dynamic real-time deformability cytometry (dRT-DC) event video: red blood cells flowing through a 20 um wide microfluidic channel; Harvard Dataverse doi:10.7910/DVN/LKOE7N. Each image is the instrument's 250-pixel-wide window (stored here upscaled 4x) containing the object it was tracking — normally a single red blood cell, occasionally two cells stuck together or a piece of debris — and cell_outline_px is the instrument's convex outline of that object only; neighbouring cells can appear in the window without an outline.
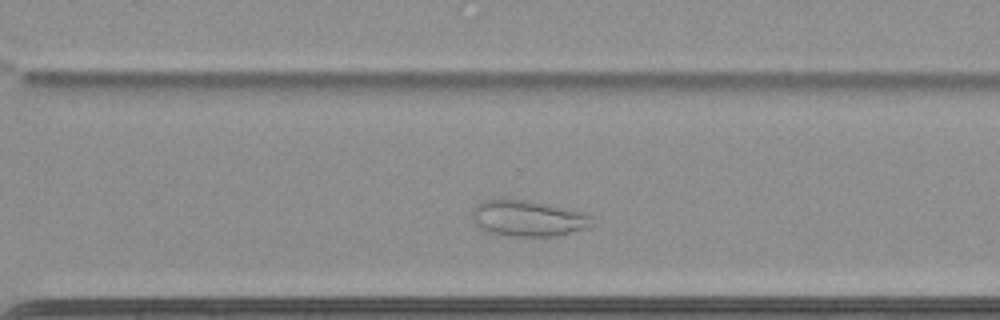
{"species": "common noctule bat (a hibernating species)", "species_latin": "Nyctalus noctula", "temperature_condition": "cold", "stored_images_in_passage": 42, "camera_frame_rate_fps": 3000, "um_per_image_px": 0.085, "animal": {"sex": "female", "body_mass_g": 22.7, "forearm_length_mm": 54.2}, "frame": {"image": 1, "passage_image": 30, "time_ms": 9.667, "image_size_px": [1000, 320], "cell_outline_px": [[600, 224], [592, 228], [556, 236], [508, 236], [488, 232], [480, 228], [472, 216], [472, 208], [476, 204], [484, 200], [528, 200], [556, 204], [584, 212], [592, 216]], "centroid_in_image_um": [45.04, 18.56], "position_along_channel_um": 325.6, "area_um2": 25.95}, "authors_computed_cell_mechanics": {"area_um2": 27.0504, "velocity_mm_per_s": 3.3955, "shape_relaxation_time_tau1_ms": null, "shape_relaxation_time_tau2_ms": 2.2818, "deformation_change_tau1": null, "deformation_change_tau2": 0.0657}}